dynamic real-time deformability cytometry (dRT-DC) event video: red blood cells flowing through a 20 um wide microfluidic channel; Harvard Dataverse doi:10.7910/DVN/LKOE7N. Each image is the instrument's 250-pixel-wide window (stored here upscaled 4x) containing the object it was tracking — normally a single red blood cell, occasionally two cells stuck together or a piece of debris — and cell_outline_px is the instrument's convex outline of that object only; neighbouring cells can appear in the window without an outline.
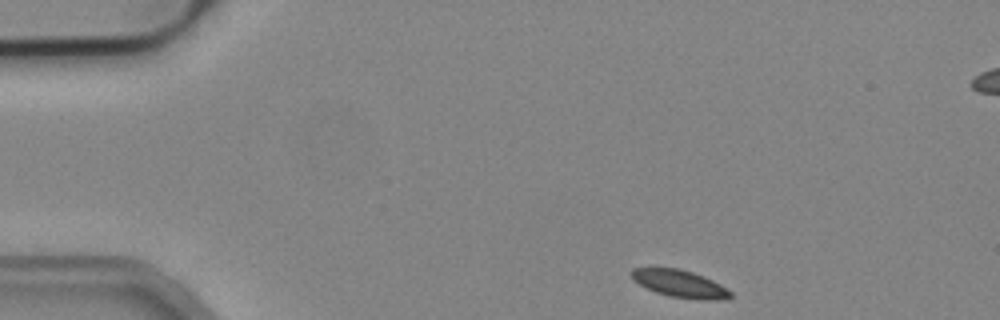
{"species": "common noctule bat (a hibernating species)", "species_latin": "Nyctalus noctula", "temperature_condition": "cold", "stored_images_in_passage": 48, "camera_frame_rate_fps": 3000, "um_per_image_px": 0.085, "animal": {"sex": "male", "body_mass_g": 19.2, "forearm_length_mm": 51.8}, "frame": {"image": 1, "passage_image": 1, "time_ms": 0.0, "image_size_px": [1000, 320], "cell_outline_px": [[732, 296], [724, 300], [700, 300], [668, 296], [656, 292], [632, 280], [632, 268], [680, 268], [704, 276], [728, 288], [732, 292]], "centroid_in_image_um": [57.84, 24.13], "position_along_channel_um": 27.2, "area_um2": 15.84}}
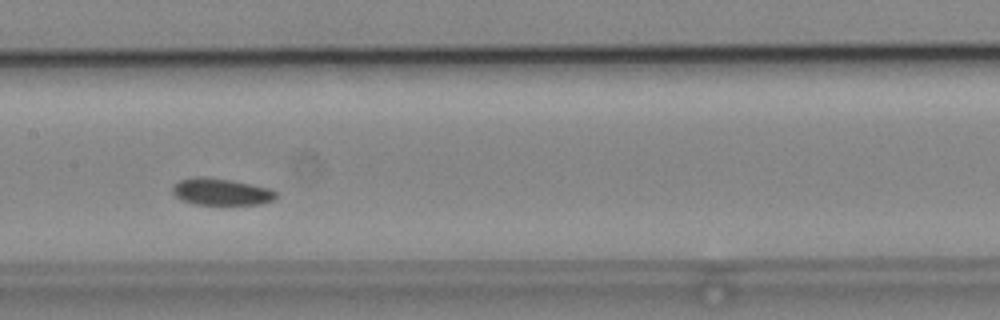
{"frame": {"image": 2, "passage_image": 20, "time_ms": 6.333, "image_size_px": [1000, 320], "cell_outline_px": [[276, 196], [272, 200], [260, 204], [224, 208], [196, 204], [184, 200], [176, 196], [172, 192], [172, 184], [180, 180], [192, 176], [208, 176], [232, 180], [268, 188], [276, 192]], "centroid_in_image_um": [18.77, 16.34], "position_along_channel_um": 188.6, "area_um2": 17.05}}
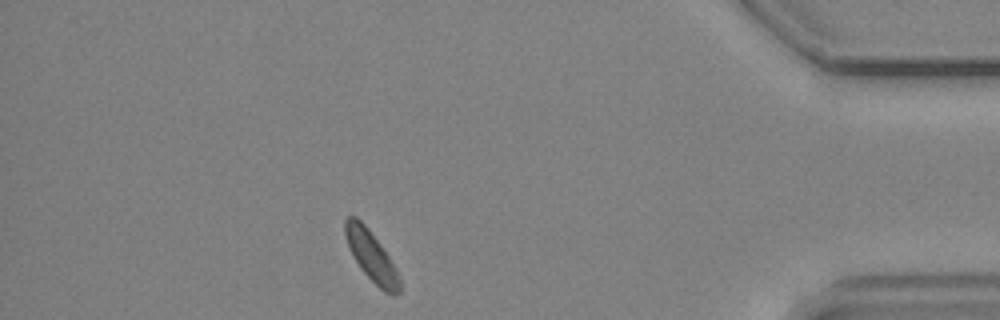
{"frame": {"image": 3, "passage_image": 41, "time_ms": 13.333, "image_size_px": [1000, 320], "cell_outline_px": [[400, 292], [396, 296], [392, 296], [384, 292], [360, 268], [348, 244], [344, 232], [344, 220], [348, 216], [356, 216], [364, 224], [380, 244], [396, 268], [400, 276]], "centroid_in_image_um": [31.59, 21.79], "position_along_channel_um": 403.6, "area_um2": 15.66}, "authors_computed_cell_mechanics": {"area_um2": 16.3574, "velocity_mm_per_s": 3.7211, "shape_relaxation_time_tau1_ms": 3.7675, "shape_relaxation_time_tau2_ms": null, "deformation_change_tau1": 0.0613, "deformation_change_tau2": null}}